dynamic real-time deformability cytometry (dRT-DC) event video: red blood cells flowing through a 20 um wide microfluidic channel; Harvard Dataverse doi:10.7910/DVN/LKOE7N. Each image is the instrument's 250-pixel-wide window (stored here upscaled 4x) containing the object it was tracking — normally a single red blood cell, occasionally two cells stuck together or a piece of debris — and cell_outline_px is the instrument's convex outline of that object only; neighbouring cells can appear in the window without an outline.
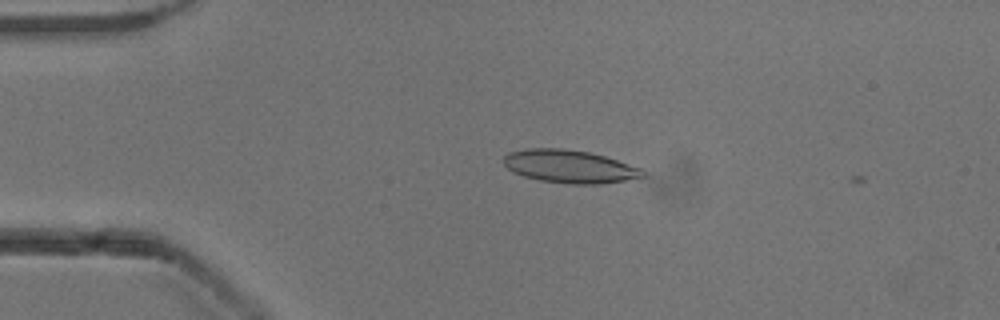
{"species": "common noctule bat (a hibernating species)", "species_latin": "Nyctalus noctula", "temperature_condition": "cold", "stored_images_in_passage": 2, "camera_frame_rate_fps": 3000, "um_per_image_px": 0.085, "animal": {"sex": "male", "body_mass_g": 13.3}, "frame": {"image": 1, "passage_image": 1, "time_ms": 0.0, "image_size_px": [1000, 320], "cell_outline_px": [[648, 176], [600, 184], [568, 184], [540, 180], [524, 176], [512, 172], [504, 164], [504, 156], [508, 152], [528, 148], [564, 148], [588, 152], [604, 156], [640, 168]], "centroid_in_image_um": [48.39, 14.15], "position_along_channel_um": 36.6, "area_um2": 26.65}}